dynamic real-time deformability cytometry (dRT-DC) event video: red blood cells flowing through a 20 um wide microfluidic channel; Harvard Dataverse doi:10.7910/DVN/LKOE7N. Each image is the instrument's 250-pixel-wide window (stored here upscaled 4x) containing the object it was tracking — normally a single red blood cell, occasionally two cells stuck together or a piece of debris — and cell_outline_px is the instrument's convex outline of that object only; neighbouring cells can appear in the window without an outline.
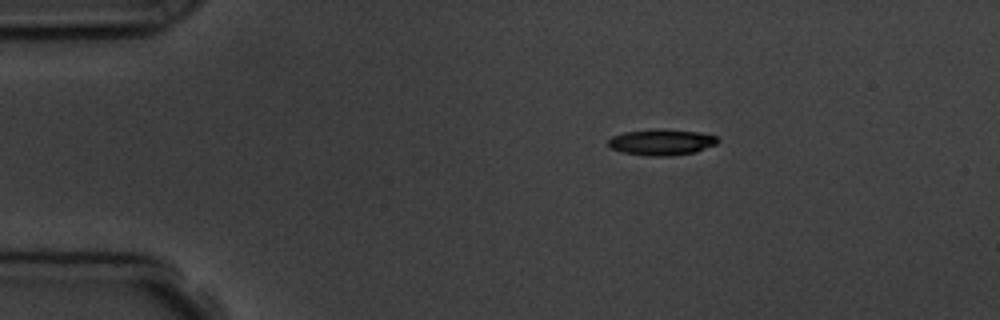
{"species": "common noctule bat (a hibernating species)", "species_latin": "Nyctalus noctula", "temperature_condition": "room temperature", "stored_images_in_passage": 4, "camera_frame_rate_fps": 3000, "um_per_image_px": 0.085, "animal": {"sex": "male", "body_mass_g": 19.5, "forearm_length_mm": 54.6}, "frame": {"image": 1, "passage_image": 1, "time_ms": 0.0, "image_size_px": [1000, 320], "cell_outline_px": [[720, 140], [716, 144], [696, 152], [668, 156], [648, 156], [620, 152], [612, 148], [608, 144], [608, 140], [612, 136], [624, 132], [696, 132], [716, 136]], "centroid_in_image_um": [56.22, 12.15], "position_along_channel_um": 28.8, "area_um2": 15.61}}
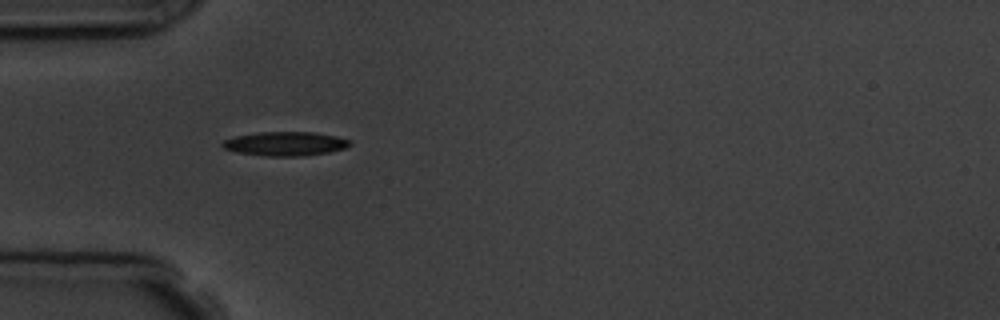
{"frame": {"image": 2, "passage_image": 3, "time_ms": 2.333, "image_size_px": [1000, 320], "cell_outline_px": [[352, 144], [344, 148], [328, 152], [304, 156], [264, 156], [236, 152], [224, 148], [220, 144], [224, 140], [236, 136], [260, 132], [312, 132], [336, 136], [352, 140]], "centroid_in_image_um": [24.26, 12.22], "position_along_channel_um": 60.7, "area_um2": 17.86}}